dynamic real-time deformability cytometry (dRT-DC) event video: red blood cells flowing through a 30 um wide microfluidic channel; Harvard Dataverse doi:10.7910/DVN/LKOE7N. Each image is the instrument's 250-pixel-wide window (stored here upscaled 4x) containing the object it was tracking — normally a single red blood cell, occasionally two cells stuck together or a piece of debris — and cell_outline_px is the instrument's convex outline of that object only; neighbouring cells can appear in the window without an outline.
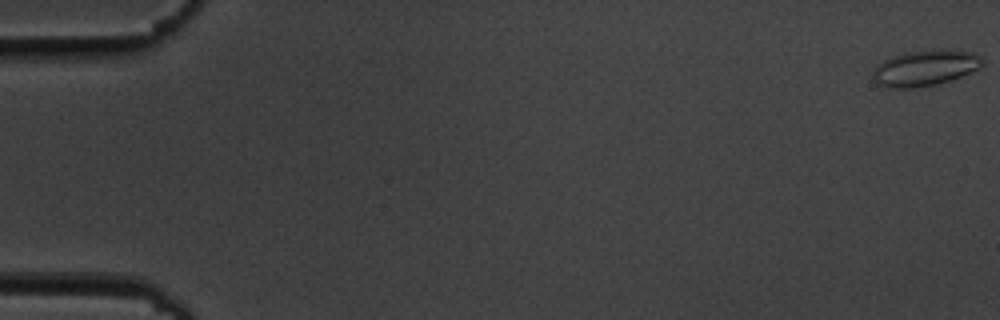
{"species": "common noctule bat (a hibernating species)", "species_latin": "Nyctalus noctula", "temperature_condition": "cold", "stored_images_in_passage": 56, "camera_frame_rate_fps": 3000, "um_per_image_px": 0.085, "animal": {"sex": "male", "body_mass_g": 19.5, "forearm_length_mm": 54.6}, "frame": {"image": 1, "passage_image": 1, "time_ms": 0.0, "image_size_px": [1000, 320], "cell_outline_px": [[984, 64], [980, 68], [952, 80], [936, 84], [916, 88], [884, 88], [876, 84], [872, 76], [872, 72], [876, 64], [892, 56], [904, 52], [936, 48], [972, 52], [980, 56], [984, 60]], "centroid_in_image_um": [78.61, 5.77], "position_along_channel_um": 6.4, "area_um2": 23.47}}
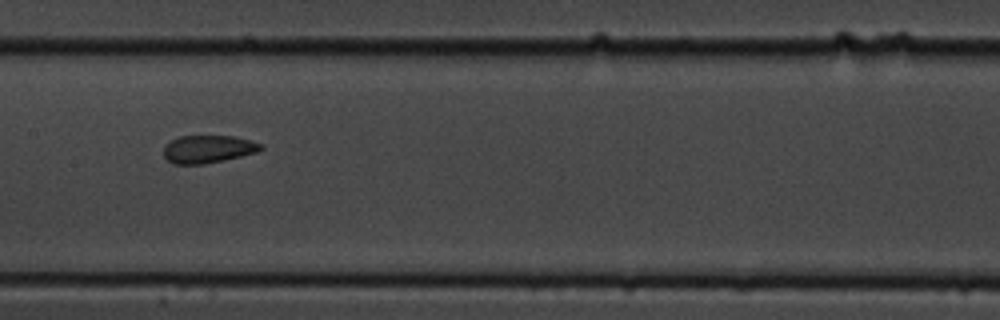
{"frame": {"image": 2, "passage_image": 29, "time_ms": 9.333, "image_size_px": [1000, 320], "cell_outline_px": [[264, 148], [256, 152], [224, 160], [204, 164], [172, 164], [164, 156], [164, 144], [180, 136], [236, 136], [264, 144]], "centroid_in_image_um": [17.69, 12.67], "position_along_channel_um": 189.7, "area_um2": 15.78}}
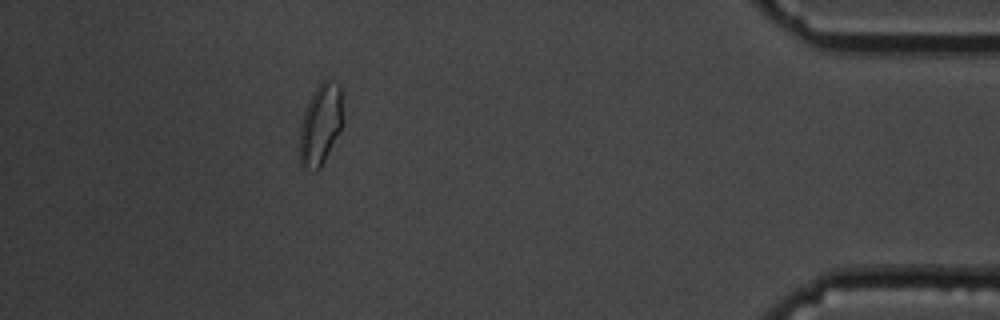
{"frame": {"image": 3, "passage_image": 51, "time_ms": 16.667, "image_size_px": [1000, 320], "cell_outline_px": [[344, 124], [320, 168], [316, 172], [300, 168], [300, 124], [308, 100], [316, 88], [324, 80], [328, 80], [340, 84], [344, 120]], "centroid_in_image_um": [27.25, 10.61], "position_along_channel_um": 407.9, "area_um2": 20.75}, "authors_computed_cell_mechanics": {"area_um2": 17.2822, "velocity_mm_per_s": 3.641, "shape_relaxation_time_tau1_ms": null, "shape_relaxation_time_tau2_ms": 1.1558, "deformation_change_tau1": null, "deformation_change_tau2": 0.0632}}